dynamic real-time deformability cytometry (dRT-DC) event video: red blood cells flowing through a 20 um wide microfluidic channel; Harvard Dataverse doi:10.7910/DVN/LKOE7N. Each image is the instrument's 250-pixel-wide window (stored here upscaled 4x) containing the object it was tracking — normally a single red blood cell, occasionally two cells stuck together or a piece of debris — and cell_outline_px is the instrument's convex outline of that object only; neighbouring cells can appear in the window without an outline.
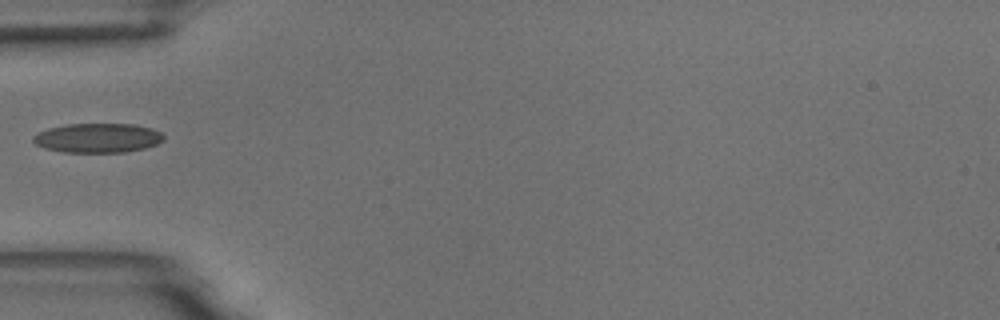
{"species": "common noctule bat (a hibernating species)", "species_latin": "Nyctalus noctula", "temperature_condition": "room temperature", "stored_images_in_passage": 1, "camera_frame_rate_fps": 3000, "um_per_image_px": 0.085, "animal": {"sex": "male", "body_mass_g": 18.8}, "frame": {"image": 1, "passage_image": 1, "time_ms": 0.0, "image_size_px": [1000, 320], "cell_outline_px": [[164, 140], [156, 144], [144, 148], [124, 152], [64, 152], [44, 148], [36, 144], [32, 140], [32, 136], [36, 132], [48, 128], [68, 124], [136, 124], [152, 128], [160, 132], [164, 136]], "centroid_in_image_um": [8.29, 11.72], "position_along_channel_um": 76.7, "area_um2": 22.43}}